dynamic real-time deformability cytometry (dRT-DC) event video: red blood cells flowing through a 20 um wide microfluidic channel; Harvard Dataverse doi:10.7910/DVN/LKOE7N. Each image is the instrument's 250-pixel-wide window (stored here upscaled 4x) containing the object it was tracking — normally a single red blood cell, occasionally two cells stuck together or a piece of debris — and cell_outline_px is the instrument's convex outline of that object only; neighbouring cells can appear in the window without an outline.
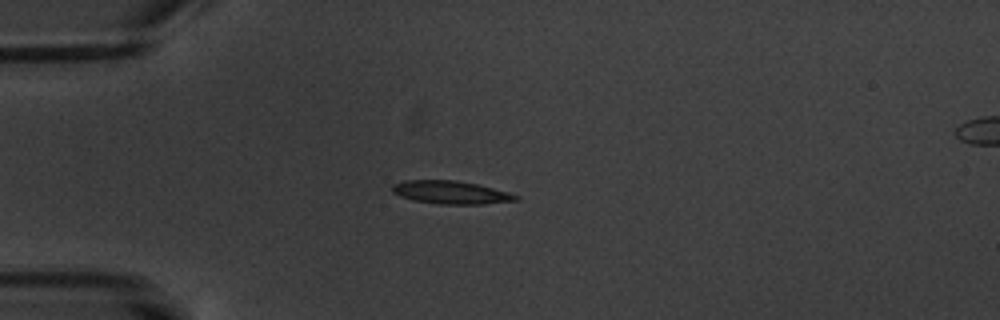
{"species": "common noctule bat (a hibernating species)", "species_latin": "Nyctalus noctula", "temperature_condition": "warm", "stored_images_in_passage": 4, "camera_frame_rate_fps": 3000, "um_per_image_px": 0.085, "animal": {"sex": "male", "body_mass_g": 20.1, "forearm_length_mm": 53.5}, "frame": {"image": 1, "passage_image": 3, "time_ms": 3.0, "image_size_px": [1000, 320], "cell_outline_px": [[520, 196], [516, 200], [480, 204], [440, 204], [416, 200], [400, 196], [392, 192], [392, 184], [404, 180], [456, 180], [476, 184], [508, 192]], "centroid_in_image_um": [38.28, 16.34], "position_along_channel_um": 46.7, "area_um2": 16.36}}